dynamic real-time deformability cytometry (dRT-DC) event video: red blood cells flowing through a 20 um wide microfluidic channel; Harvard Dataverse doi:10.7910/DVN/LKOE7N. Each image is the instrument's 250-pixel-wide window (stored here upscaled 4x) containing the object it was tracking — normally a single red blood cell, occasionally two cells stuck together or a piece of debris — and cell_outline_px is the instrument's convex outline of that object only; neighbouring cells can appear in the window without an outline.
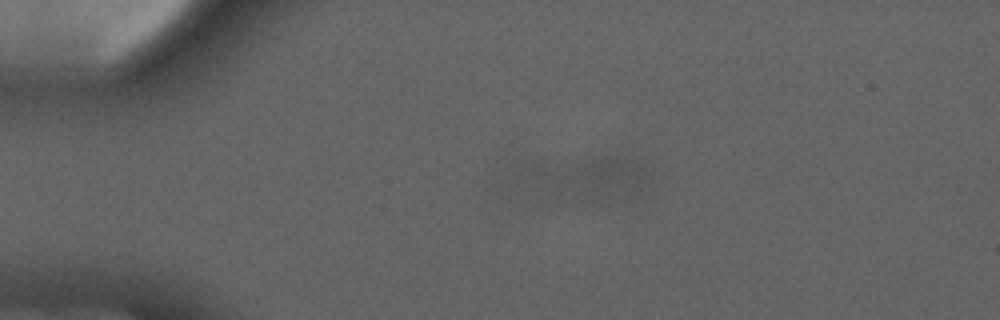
{"species": "common noctule bat (a hibernating species)", "species_latin": "Nyctalus noctula", "temperature_condition": "cold", "stored_images_in_passage": 5, "camera_frame_rate_fps": 3000, "um_per_image_px": 0.085, "animal": {"sex": "male", "forearm_length_mm": 52.5}, "frame": {"image": 1, "passage_image": 4, "time_ms": 3.667, "image_size_px": [1000, 320], "cell_outline_px": [[652, 184], [608, 204], [600, 204], [560, 192], [520, 172], [528, 164], [604, 156], [616, 156], [632, 160], [644, 172]], "centroid_in_image_um": [50.25, 15.09], "position_along_channel_um": 34.8, "area_um2": 29.25}}